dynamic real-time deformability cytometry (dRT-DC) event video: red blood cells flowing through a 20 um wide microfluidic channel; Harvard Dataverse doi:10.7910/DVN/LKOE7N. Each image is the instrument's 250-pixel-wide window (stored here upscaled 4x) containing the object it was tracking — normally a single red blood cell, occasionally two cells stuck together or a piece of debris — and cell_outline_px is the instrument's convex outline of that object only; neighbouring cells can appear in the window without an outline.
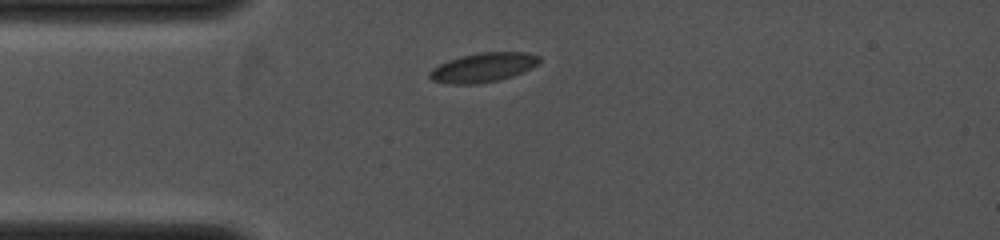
{"species": "common noctule bat (a hibernating species)", "species_latin": "Nyctalus noctula", "temperature_condition": "cold", "stored_images_in_passage": 3, "camera_frame_rate_fps": 4000, "um_per_image_px": 0.085, "animal": {"sex": "female", "body_mass_g": 19.0, "forearm_length_mm": 53.3}, "frame": {"image": 1, "passage_image": 1, "time_ms": 0.0, "image_size_px": [1000, 240], "cell_outline_px": [[540, 64], [524, 72], [512, 76], [496, 80], [476, 84], [448, 84], [432, 80], [428, 76], [428, 72], [432, 68], [448, 60], [460, 56], [480, 52], [528, 52], [540, 56]], "centroid_in_image_um": [41.08, 5.73], "position_along_channel_um": 43.9, "area_um2": 18.9}}
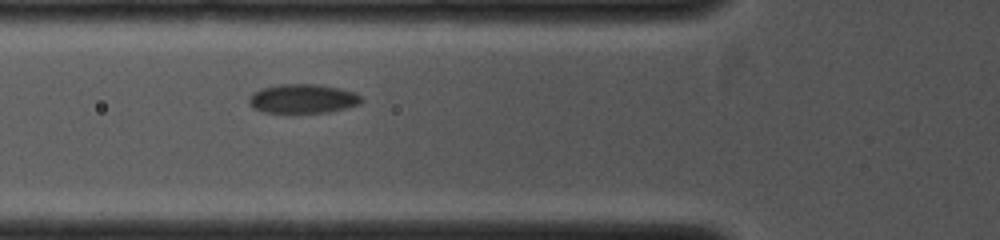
{"frame": {"image": 2, "passage_image": 3, "time_ms": 1.5, "image_size_px": [1000, 240], "cell_outline_px": [[364, 100], [360, 104], [348, 108], [328, 112], [288, 116], [264, 112], [256, 108], [248, 100], [252, 92], [264, 88], [280, 84], [316, 84], [340, 88], [356, 92]], "centroid_in_image_um": [25.77, 8.44], "position_along_channel_um": 100.0, "area_um2": 19.88}}